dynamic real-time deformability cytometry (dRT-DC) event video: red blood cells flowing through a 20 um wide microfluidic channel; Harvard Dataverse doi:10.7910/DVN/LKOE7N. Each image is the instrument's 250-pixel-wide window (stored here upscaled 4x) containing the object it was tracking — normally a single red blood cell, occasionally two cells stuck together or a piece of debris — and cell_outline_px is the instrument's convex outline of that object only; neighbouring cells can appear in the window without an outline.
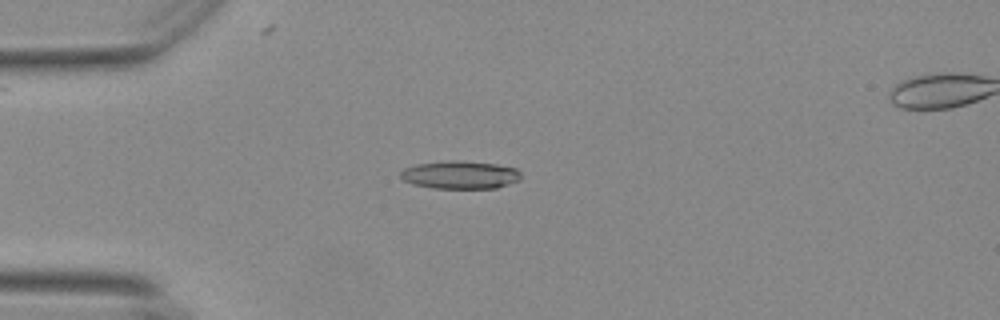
{"species": "Egyptian fruit bat (a non-hibernating species)", "species_latin": "Rousettus aegyptiacus", "temperature_condition": "warm", "stored_images_in_passage": 47, "camera_frame_rate_fps": 3000, "um_per_image_px": 0.085, "animal": {"sex": "female"}, "frame": {"image": 1, "passage_image": 7, "time_ms": 2.0, "image_size_px": [1000, 320], "cell_outline_px": [[520, 180], [496, 188], [432, 188], [412, 184], [404, 180], [400, 176], [400, 172], [404, 168], [416, 164], [452, 160], [496, 164], [516, 168], [520, 172]], "centroid_in_image_um": [39.1, 14.86], "position_along_channel_um": 45.9, "area_um2": 19.54}}
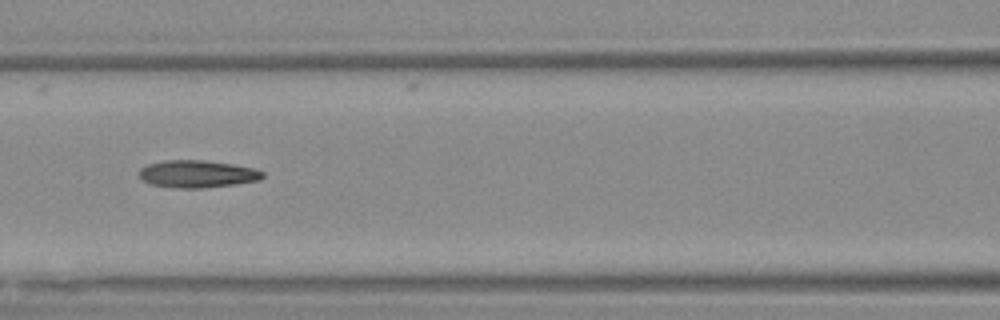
{"frame": {"image": 2, "passage_image": 17, "time_ms": 5.333, "image_size_px": [1000, 320], "cell_outline_px": [[264, 176], [260, 180], [236, 184], [204, 188], [172, 188], [148, 184], [140, 180], [140, 168], [148, 164], [164, 160], [204, 160], [232, 164], [252, 168], [264, 172]], "centroid_in_image_um": [16.73, 14.79], "position_along_channel_um": 149.9, "area_um2": 19.88}}
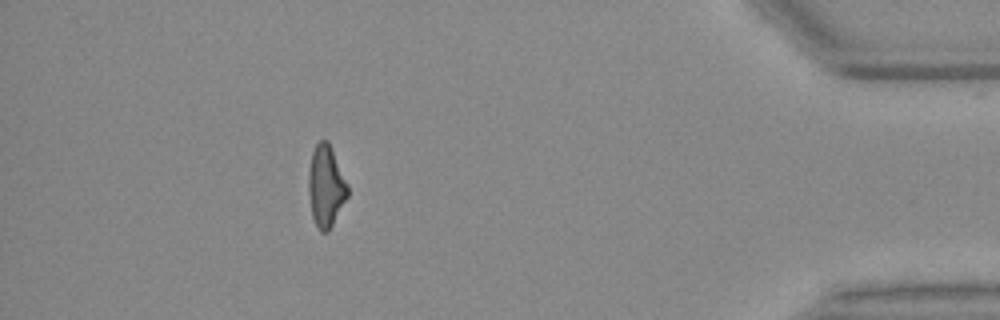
{"frame": {"image": 3, "passage_image": 42, "time_ms": 13.667, "image_size_px": [1000, 320], "cell_outline_px": [[348, 196], [328, 232], [320, 232], [312, 216], [308, 192], [308, 172], [312, 152], [316, 144], [320, 140], [328, 140], [332, 148], [348, 184]], "centroid_in_image_um": [27.7, 15.81], "position_along_channel_um": 407.5, "area_um2": 18.67}, "authors_computed_cell_mechanics": {"area_um2": 19.1896, "velocity_mm_per_s": 3.7106, "shape_relaxation_time_tau1_ms": null, "shape_relaxation_time_tau2_ms": 3.5469, "deformation_change_tau1": null, "deformation_change_tau2": 0.1416}}